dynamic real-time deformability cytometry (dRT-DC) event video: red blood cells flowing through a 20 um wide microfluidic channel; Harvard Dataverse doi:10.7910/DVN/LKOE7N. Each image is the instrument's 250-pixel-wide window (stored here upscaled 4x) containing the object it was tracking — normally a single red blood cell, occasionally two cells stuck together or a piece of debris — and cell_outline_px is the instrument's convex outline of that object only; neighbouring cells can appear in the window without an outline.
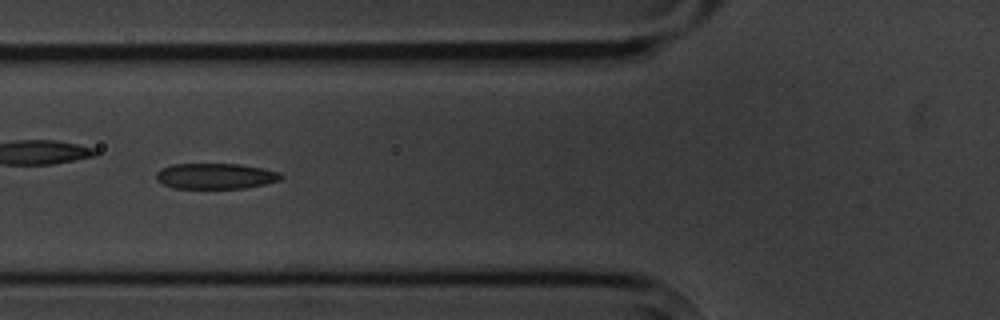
{"species": "common noctule bat (a hibernating species)", "species_latin": "Nyctalus noctula", "temperature_condition": "cold", "stored_images_in_passage": 5, "camera_frame_rate_fps": 3000, "um_per_image_px": 0.085, "animal": {"sex": "male", "body_mass_g": 20.1, "forearm_length_mm": 53.5}, "frame": {"image": 1, "passage_image": 4, "time_ms": 3.667, "image_size_px": [1000, 320], "cell_outline_px": [[284, 176], [280, 180], [264, 184], [244, 188], [172, 188], [156, 180], [156, 172], [160, 168], [172, 164], [240, 164], [264, 168], [280, 172]], "centroid_in_image_um": [18.32, 14.96], "position_along_channel_um": 107.5, "area_um2": 18.79}}